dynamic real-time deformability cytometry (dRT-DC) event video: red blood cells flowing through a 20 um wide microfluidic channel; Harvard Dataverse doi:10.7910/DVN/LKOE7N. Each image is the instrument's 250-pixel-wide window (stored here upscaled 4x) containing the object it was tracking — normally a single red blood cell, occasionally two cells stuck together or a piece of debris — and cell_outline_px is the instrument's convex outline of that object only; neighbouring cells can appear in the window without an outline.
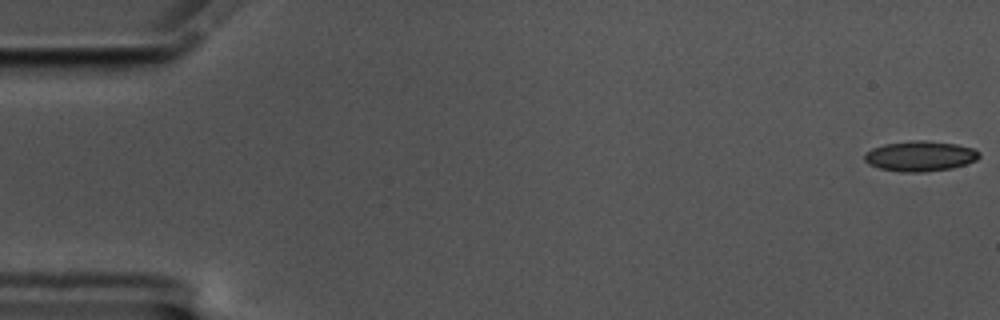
{"species": "common noctule bat (a hibernating species)", "species_latin": "Nyctalus noctula", "temperature_condition": "cold", "stored_images_in_passage": 58, "camera_frame_rate_fps": 3000, "um_per_image_px": 0.085, "animal": {"sex": "male", "body_mass_g": 17.5, "forearm_length_mm": 52.3}, "frame": {"image": 1, "passage_image": 1, "time_ms": 0.0, "image_size_px": [1000, 320], "cell_outline_px": [[980, 156], [976, 160], [952, 168], [924, 172], [900, 172], [880, 168], [868, 164], [864, 160], [864, 152], [872, 148], [884, 144], [912, 140], [928, 140], [956, 144], [972, 148], [980, 152]], "centroid_in_image_um": [78.18, 13.26], "position_along_channel_um": 6.8, "area_um2": 20.35}}
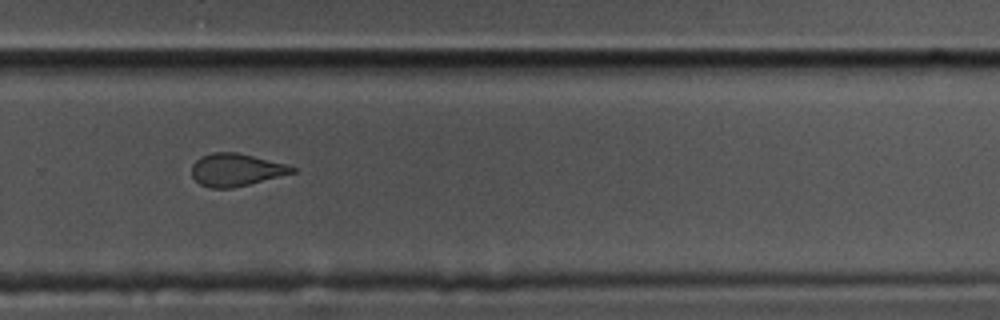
{"frame": {"image": 2, "passage_image": 39, "time_ms": 12.667, "image_size_px": [1000, 320], "cell_outline_px": [[296, 172], [248, 184], [228, 188], [208, 188], [200, 184], [192, 176], [192, 164], [200, 156], [212, 152], [236, 152], [288, 164], [296, 168]], "centroid_in_image_um": [20.05, 14.42], "position_along_channel_um": 309.8, "area_um2": 19.02}}
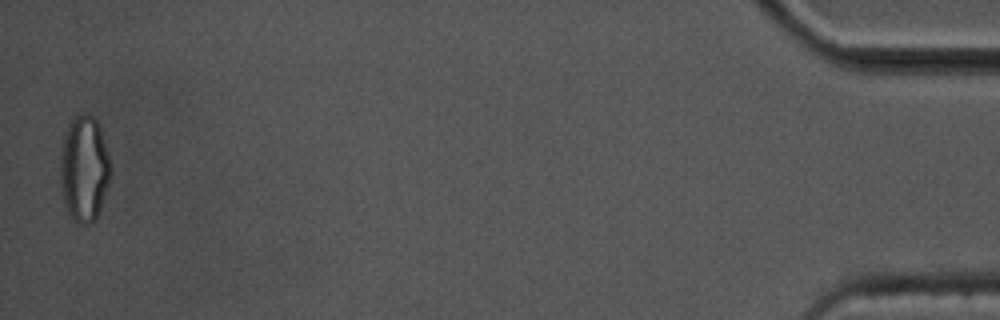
{"frame": {"image": 3, "passage_image": 57, "time_ms": 18.667, "image_size_px": [1000, 320], "cell_outline_px": [[112, 172], [100, 208], [96, 216], [88, 224], [80, 224], [68, 212], [64, 200], [60, 180], [60, 156], [64, 136], [68, 124], [76, 116], [92, 116], [96, 120], [100, 128], [112, 164]], "centroid_in_image_um": [7.17, 14.33], "position_along_channel_um": 428.0, "area_um2": 30.63}, "authors_computed_cell_mechanics": {"area_um2": 20.1433, "velocity_mm_per_s": 3.512, "shape_relaxation_time_tau1_ms": 6.9928, "shape_relaxation_time_tau2_ms": 2.1064, "deformation_change_tau1": 0.1409, "deformation_change_tau2": 0.0837}}